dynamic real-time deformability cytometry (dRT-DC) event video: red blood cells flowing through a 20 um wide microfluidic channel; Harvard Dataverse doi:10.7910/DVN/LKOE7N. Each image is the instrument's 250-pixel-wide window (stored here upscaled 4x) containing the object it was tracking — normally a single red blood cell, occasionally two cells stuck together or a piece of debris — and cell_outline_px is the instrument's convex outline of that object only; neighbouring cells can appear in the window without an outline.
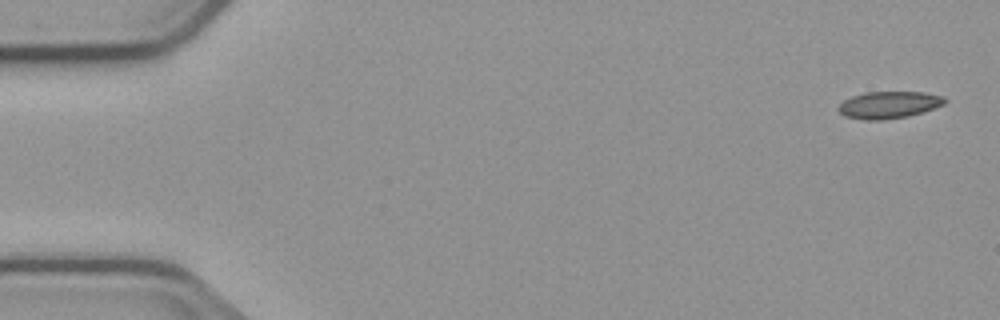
{"species": "common noctule bat (a hibernating species)", "species_latin": "Nyctalus noctula", "temperature_condition": "cold", "stored_images_in_passage": 5, "segment_of_instrument_passage": [1, 2], "camera_frame_rate_fps": 3000, "um_per_image_px": 0.085, "animal": {"sex": "male", "body_mass_g": 23.1, "forearm_length_mm": 52.7}, "frame": {"image": 1, "passage_image": 1, "time_ms": 0.0, "image_size_px": [1000, 320], "cell_outline_px": [[948, 100], [944, 104], [924, 112], [908, 116], [880, 120], [864, 120], [844, 116], [836, 108], [844, 100], [852, 96], [864, 92], [924, 92], [944, 96]], "centroid_in_image_um": [75.56, 8.91], "position_along_channel_um": 9.4, "area_um2": 16.88}}
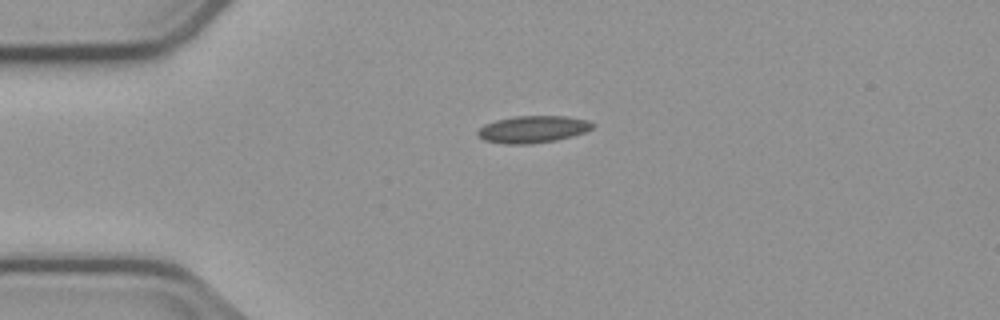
{"frame": {"image": 2, "passage_image": 3, "time_ms": 3.667, "image_size_px": [1000, 320], "cell_outline_px": [[596, 124], [592, 128], [584, 132], [572, 136], [556, 140], [528, 144], [504, 144], [484, 140], [476, 132], [484, 124], [496, 120], [516, 116], [568, 116], [588, 120]], "centroid_in_image_um": [45.31, 10.98], "position_along_channel_um": 39.7, "area_um2": 18.09}}